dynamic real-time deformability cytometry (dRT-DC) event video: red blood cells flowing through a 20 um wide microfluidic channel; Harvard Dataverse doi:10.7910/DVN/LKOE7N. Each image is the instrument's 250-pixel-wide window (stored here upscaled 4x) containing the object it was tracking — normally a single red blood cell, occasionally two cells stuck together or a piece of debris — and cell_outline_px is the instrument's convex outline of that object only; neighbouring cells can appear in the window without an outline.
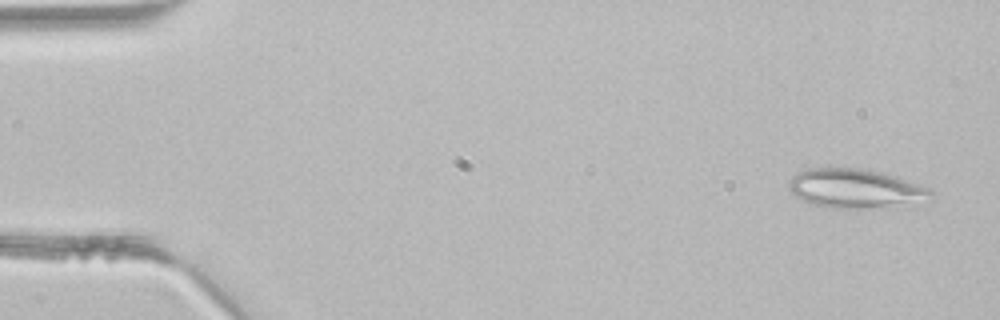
{"species": "common noctule bat (a hibernating species)", "species_latin": "Nyctalus noctula", "temperature_condition": "room temperature", "stored_images_in_passage": 3, "camera_frame_rate_fps": 3000, "um_per_image_px": 0.085, "animal": {"sex": "male", "body_mass_g": 21.5, "forearm_length_mm": 52.0}, "frame": {"image": 1, "passage_image": 1, "time_ms": 0.0, "image_size_px": [1000, 320], "cell_outline_px": [[936, 196], [920, 208], [832, 208], [816, 204], [804, 200], [796, 196], [788, 188], [788, 184], [792, 176], [808, 168], [860, 168], [892, 176], [928, 188]], "centroid_in_image_um": [72.87, 16.09], "position_along_channel_um": 12.1, "area_um2": 33.06}}